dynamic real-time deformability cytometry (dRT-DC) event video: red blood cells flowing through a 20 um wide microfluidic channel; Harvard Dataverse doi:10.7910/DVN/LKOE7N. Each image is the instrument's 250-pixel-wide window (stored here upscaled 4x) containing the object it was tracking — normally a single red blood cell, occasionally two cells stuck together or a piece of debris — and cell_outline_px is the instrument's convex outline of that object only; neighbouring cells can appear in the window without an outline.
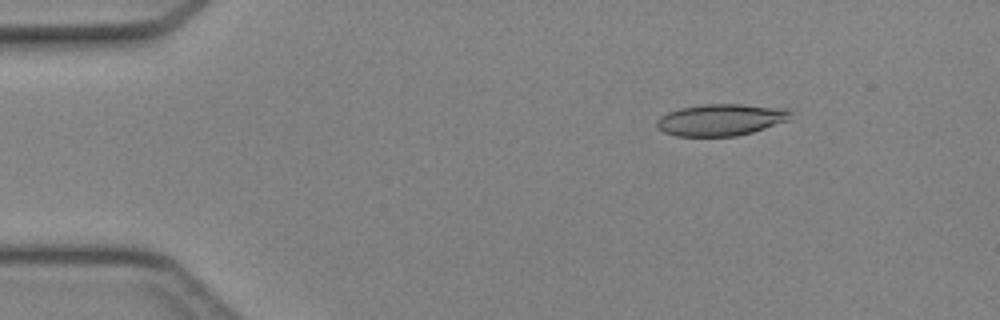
{"species": "Egyptian fruit bat (a non-hibernating species)", "species_latin": "Rousettus aegyptiacus", "temperature_condition": "cold", "stored_images_in_passage": 40, "camera_frame_rate_fps": 3000, "um_per_image_px": 0.085, "animal": {"sex": "female"}, "frame": {"image": 1, "passage_image": 1, "time_ms": 0.0, "image_size_px": [1000, 320], "cell_outline_px": [[792, 112], [788, 120], [752, 132], [736, 136], [676, 136], [664, 132], [656, 124], [656, 120], [660, 116], [668, 112], [680, 108], [704, 104], [744, 104], [784, 108]], "centroid_in_image_um": [61.26, 10.18], "position_along_channel_um": 23.7, "area_um2": 24.62}}
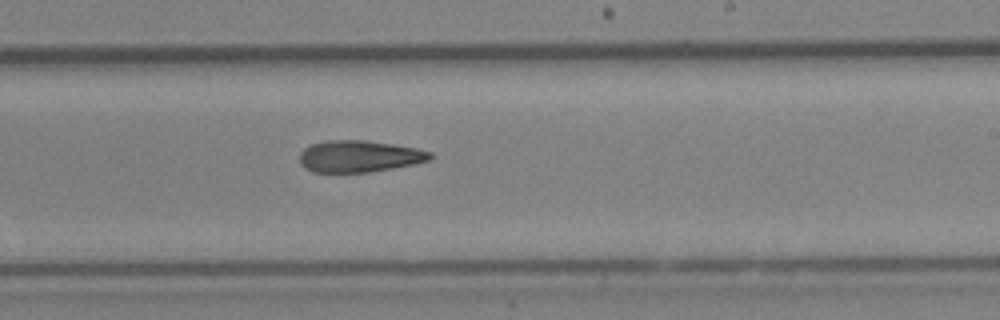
{"frame": {"image": 2, "passage_image": 22, "time_ms": 7.0, "image_size_px": [1000, 320], "cell_outline_px": [[436, 156], [432, 160], [392, 168], [368, 172], [312, 172], [304, 168], [300, 164], [300, 152], [304, 148], [312, 144], [328, 140], [364, 140], [392, 144], [416, 148], [432, 152]], "centroid_in_image_um": [30.55, 13.28], "position_along_channel_um": 258.5, "area_um2": 24.22}}
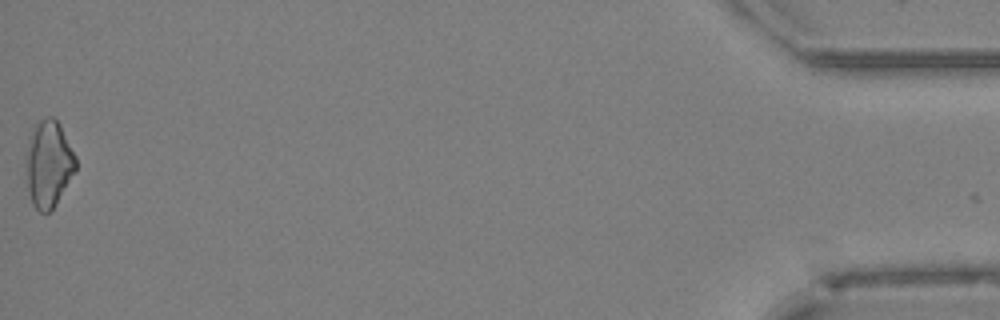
{"frame": {"image": 3, "passage_image": 40, "time_ms": 13.0, "image_size_px": [1000, 320], "cell_outline_px": [[76, 168], [56, 204], [48, 212], [40, 212], [32, 204], [28, 192], [24, 164], [24, 160], [28, 140], [32, 128], [44, 116], [52, 116], [60, 124], [76, 156]], "centroid_in_image_um": [4.09, 13.9], "position_along_channel_um": 431.1, "area_um2": 25.43}}